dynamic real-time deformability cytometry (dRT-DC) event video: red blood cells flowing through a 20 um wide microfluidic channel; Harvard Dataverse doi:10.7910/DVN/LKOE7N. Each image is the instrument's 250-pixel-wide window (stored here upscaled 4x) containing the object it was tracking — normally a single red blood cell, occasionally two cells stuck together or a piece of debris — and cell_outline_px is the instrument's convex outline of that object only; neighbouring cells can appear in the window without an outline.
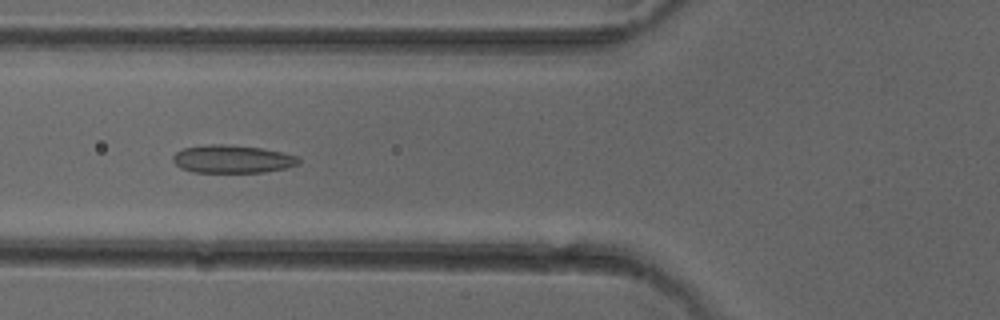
{"species": "common noctule bat (a hibernating species)", "species_latin": "Nyctalus noctula", "temperature_condition": "cold", "stored_images_in_passage": 42, "camera_frame_rate_fps": 3000, "um_per_image_px": 0.085, "animal": {"sex": "female"}, "frame": {"image": 1, "passage_image": 11, "time_ms": 3.333, "image_size_px": [1000, 320], "cell_outline_px": [[300, 164], [284, 168], [264, 172], [192, 172], [180, 168], [172, 160], [172, 156], [176, 152], [184, 148], [208, 144], [228, 144], [260, 148], [280, 152], [296, 156], [300, 160]], "centroid_in_image_um": [19.71, 13.52], "position_along_channel_um": 106.1, "area_um2": 20.4}}
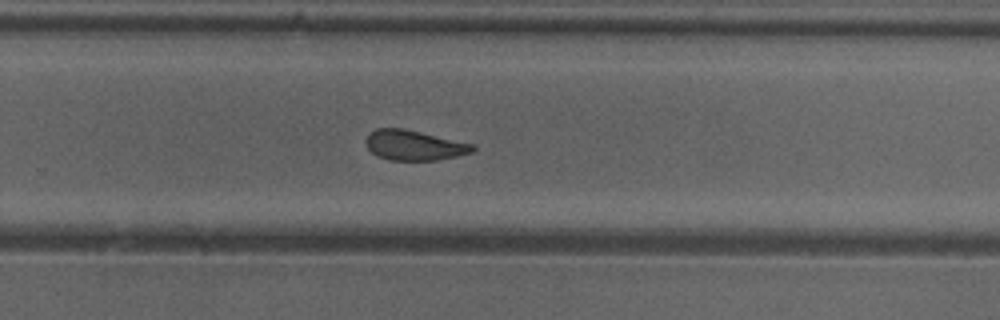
{"frame": {"image": 2, "passage_image": 25, "time_ms": 8.0, "image_size_px": [1000, 320], "cell_outline_px": [[476, 148], [472, 152], [456, 156], [436, 160], [388, 160], [376, 156], [368, 148], [364, 140], [368, 132], [376, 128], [404, 128], [476, 144]], "centroid_in_image_um": [35.18, 12.33], "position_along_channel_um": 294.6, "area_um2": 19.02}}
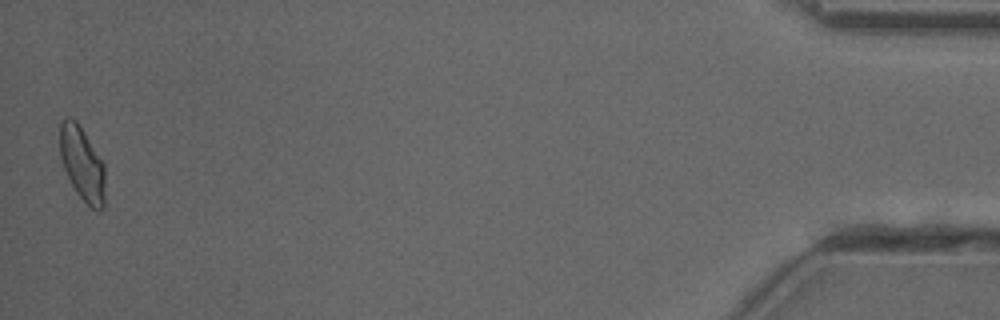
{"frame": {"image": 3, "passage_image": 42, "time_ms": 13.667, "image_size_px": [1000, 320], "cell_outline_px": [[104, 208], [100, 212], [92, 208], [76, 192], [60, 160], [60, 124], [68, 116], [76, 120], [104, 164]], "centroid_in_image_um": [6.98, 13.93], "position_along_channel_um": 428.2, "area_um2": 19.19}, "authors_computed_cell_mechanics": {"area_um2": 19.7676, "velocity_mm_per_s": 4.0449, "shape_relaxation_time_tau1_ms": null, "shape_relaxation_time_tau2_ms": 1.7108, "deformation_change_tau1": null, "deformation_change_tau2": 0.0835}}